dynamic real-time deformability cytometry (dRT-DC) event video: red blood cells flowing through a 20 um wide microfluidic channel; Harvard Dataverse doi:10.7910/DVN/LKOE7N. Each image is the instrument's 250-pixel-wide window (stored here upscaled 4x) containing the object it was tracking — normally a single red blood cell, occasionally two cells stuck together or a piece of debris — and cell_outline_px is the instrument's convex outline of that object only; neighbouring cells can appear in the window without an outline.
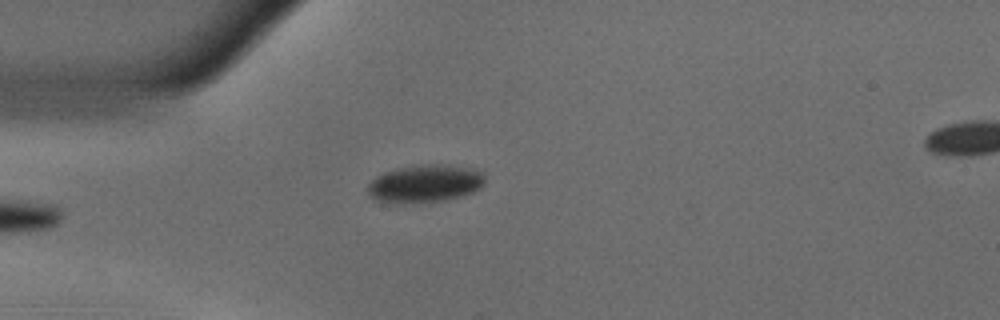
{"species": "common noctule bat (a hibernating species)", "species_latin": "Nyctalus noctula", "temperature_condition": "warm", "stored_images_in_passage": 38, "camera_frame_rate_fps": 3000, "um_per_image_px": 0.085, "animal": {"sex": "male", "body_mass_g": 18.8}, "frame": {"image": 1, "passage_image": 1, "time_ms": 0.0, "image_size_px": [1000, 320], "cell_outline_px": [[484, 184], [480, 188], [472, 192], [460, 196], [444, 200], [376, 200], [368, 192], [368, 184], [376, 176], [384, 172], [396, 168], [416, 164], [448, 164], [472, 168], [484, 172]], "centroid_in_image_um": [36.19, 15.52], "position_along_channel_um": 48.8, "area_um2": 25.03}}
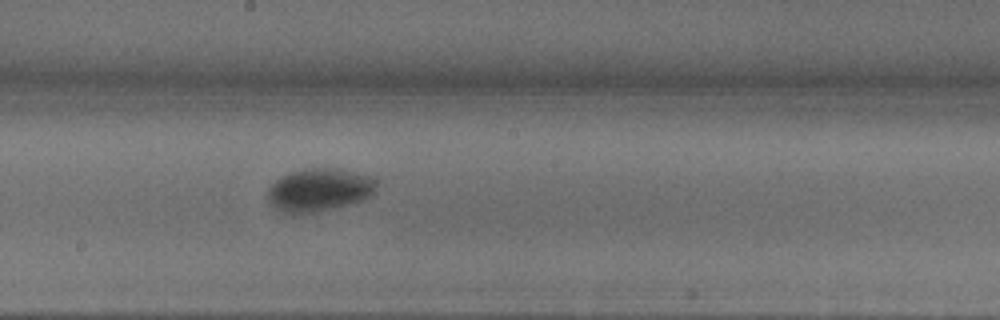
{"frame": {"image": 2, "passage_image": 16, "time_ms": 5.0, "image_size_px": [1000, 320], "cell_outline_px": [[376, 188], [372, 196], [348, 204], [316, 212], [284, 212], [276, 208], [268, 200], [268, 188], [276, 180], [288, 172], [304, 168], [336, 168], [368, 176], [376, 180]], "centroid_in_image_um": [27.12, 16.12], "position_along_channel_um": 221.1, "area_um2": 26.82}}
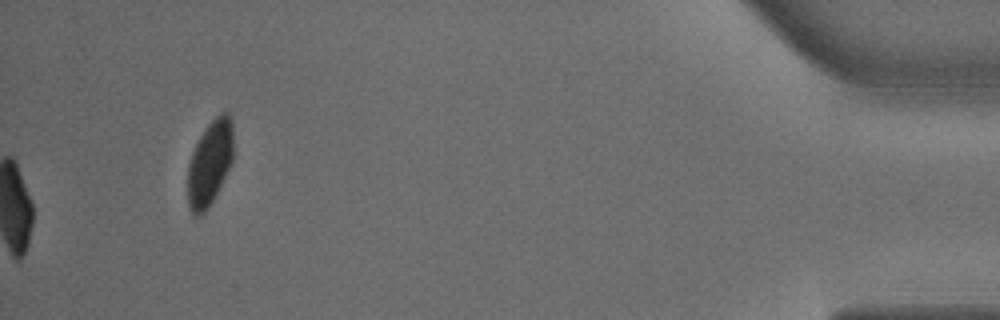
{"frame": {"image": 3, "passage_image": 38, "time_ms": 12.333, "image_size_px": [1000, 320], "cell_outline_px": [[232, 164], [208, 208], [200, 216], [192, 216], [188, 208], [188, 164], [192, 152], [200, 136], [208, 124], [220, 112], [228, 112], [232, 120]], "centroid_in_image_um": [17.82, 13.88], "position_along_channel_um": 417.4, "area_um2": 22.66}, "authors_computed_cell_mechanics": {"area_um2": 26.4435, "velocity_mm_per_s": 3.6612, "shape_relaxation_time_tau1_ms": 10.4584, "shape_relaxation_time_tau2_ms": null, "deformation_change_tau1": 0.193, "deformation_change_tau2": null}}